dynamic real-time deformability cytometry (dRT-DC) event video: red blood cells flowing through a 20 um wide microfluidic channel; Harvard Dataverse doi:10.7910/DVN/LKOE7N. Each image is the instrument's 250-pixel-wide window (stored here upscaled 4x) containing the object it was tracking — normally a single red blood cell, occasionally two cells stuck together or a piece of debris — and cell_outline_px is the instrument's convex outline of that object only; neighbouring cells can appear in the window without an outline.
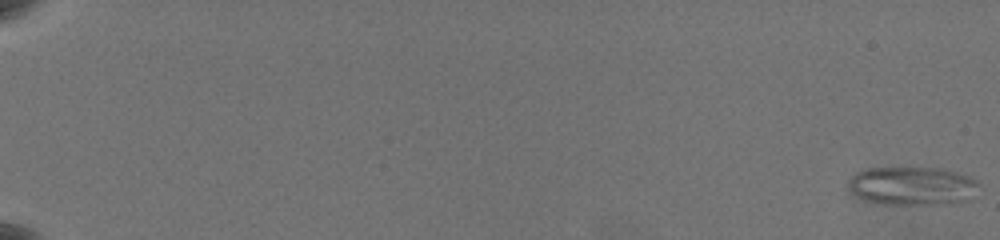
{"species": "common noctule bat (a hibernating species)", "species_latin": "Nyctalus noctula", "temperature_condition": "warm", "stored_images_in_passage": 63, "camera_frame_rate_fps": 3000, "um_per_image_px": 0.085, "animal": {"sex": "female", "body_mass_g": 19.5, "forearm_length_mm": 54.1}, "frame": {"image": 1, "passage_image": 1, "time_ms": 0.0, "image_size_px": [1000, 240], "cell_outline_px": [[980, 184], [972, 200], [944, 204], [888, 204], [868, 200], [852, 192], [848, 188], [848, 180], [856, 172], [868, 168], [940, 168], [972, 176], [980, 180]], "centroid_in_image_um": [77.64, 15.79], "position_along_channel_um": 7.4, "area_um2": 29.48}}
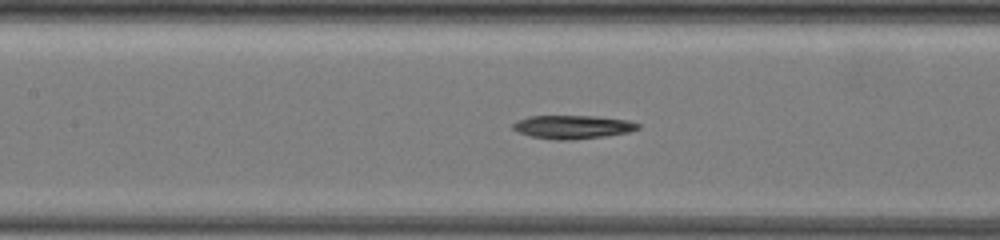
{"frame": {"image": 2, "passage_image": 34, "time_ms": 11.0, "image_size_px": [1000, 240], "cell_outline_px": [[640, 128], [628, 132], [608, 136], [572, 140], [552, 140], [528, 136], [516, 132], [512, 128], [512, 124], [516, 120], [528, 116], [596, 116], [628, 120], [640, 124]], "centroid_in_image_um": [48.63, 10.8], "position_along_channel_um": 158.8, "area_um2": 17.46}}
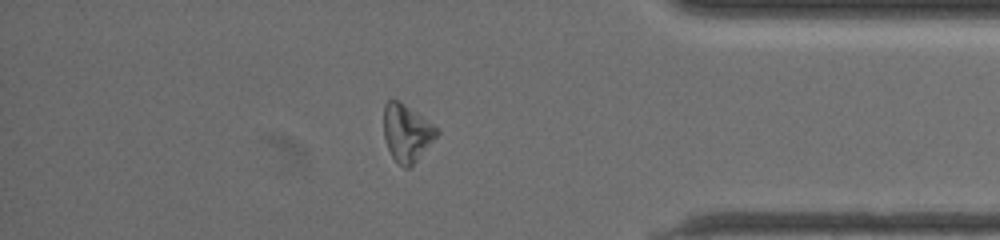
{"frame": {"image": 3, "passage_image": 56, "time_ms": 18.333, "image_size_px": [1000, 240], "cell_outline_px": [[440, 132], [416, 160], [408, 168], [404, 168], [392, 156], [388, 148], [384, 136], [384, 104], [388, 100], [400, 100], [440, 128]], "centroid_in_image_um": [34.58, 11.24], "position_along_channel_um": 400.6, "area_um2": 17.63}}